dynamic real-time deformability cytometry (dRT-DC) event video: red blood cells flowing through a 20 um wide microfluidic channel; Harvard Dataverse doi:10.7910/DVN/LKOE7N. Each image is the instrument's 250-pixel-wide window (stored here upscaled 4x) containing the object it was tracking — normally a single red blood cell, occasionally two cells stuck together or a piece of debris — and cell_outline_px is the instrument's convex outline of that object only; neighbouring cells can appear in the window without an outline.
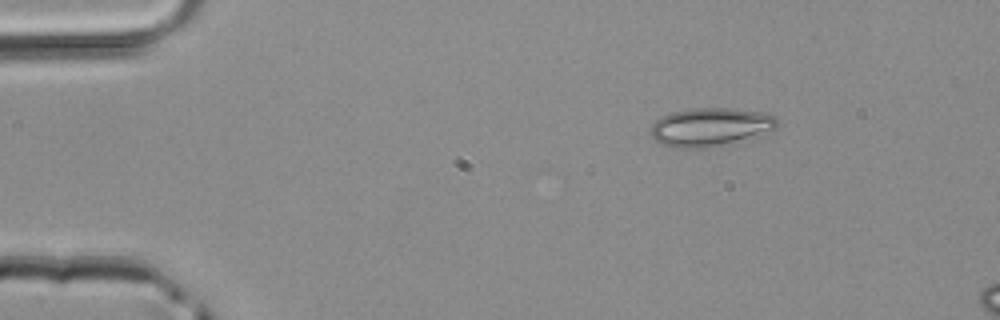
{"species": "common noctule bat (a hibernating species)", "species_latin": "Nyctalus noctula", "temperature_condition": "room temperature", "stored_images_in_passage": 3, "camera_frame_rate_fps": 3000, "um_per_image_px": 0.085, "animal": {"sex": "male", "body_mass_g": 20.4}, "frame": {"image": 1, "passage_image": 1, "time_ms": 0.0, "image_size_px": [1000, 320], "cell_outline_px": [[780, 120], [776, 128], [720, 144], [700, 148], [680, 148], [664, 144], [656, 140], [652, 136], [652, 124], [660, 116], [672, 112], [692, 108], [732, 108], [760, 112], [772, 116]], "centroid_in_image_um": [60.31, 10.75], "position_along_channel_um": 24.7, "area_um2": 27.28}}